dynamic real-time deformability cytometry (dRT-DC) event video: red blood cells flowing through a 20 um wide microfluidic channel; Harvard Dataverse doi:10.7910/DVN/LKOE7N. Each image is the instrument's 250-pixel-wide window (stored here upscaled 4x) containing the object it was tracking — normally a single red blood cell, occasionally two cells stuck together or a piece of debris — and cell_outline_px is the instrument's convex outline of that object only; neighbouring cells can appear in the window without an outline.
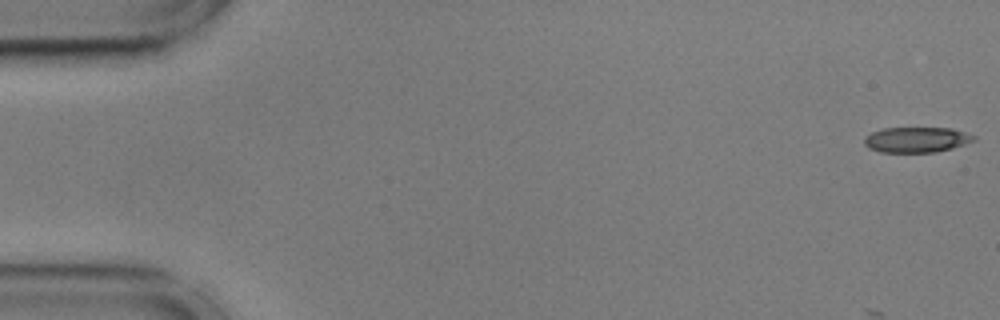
{"species": "common noctule bat (a hibernating species)", "species_latin": "Nyctalus noctula", "temperature_condition": "cold", "stored_images_in_passage": 5, "camera_frame_rate_fps": 3000, "um_per_image_px": 0.085, "animal": {"sex": "male", "body_mass_g": 17.9, "forearm_length_mm": 54.2}, "frame": {"image": 1, "passage_image": 1, "time_ms": 0.0, "image_size_px": [1000, 320], "cell_outline_px": [[976, 140], [952, 148], [936, 152], [880, 152], [868, 148], [864, 144], [864, 140], [872, 132], [884, 128], [952, 128], [976, 136]], "centroid_in_image_um": [77.92, 11.88], "position_along_channel_um": 7.1, "area_um2": 16.13}}